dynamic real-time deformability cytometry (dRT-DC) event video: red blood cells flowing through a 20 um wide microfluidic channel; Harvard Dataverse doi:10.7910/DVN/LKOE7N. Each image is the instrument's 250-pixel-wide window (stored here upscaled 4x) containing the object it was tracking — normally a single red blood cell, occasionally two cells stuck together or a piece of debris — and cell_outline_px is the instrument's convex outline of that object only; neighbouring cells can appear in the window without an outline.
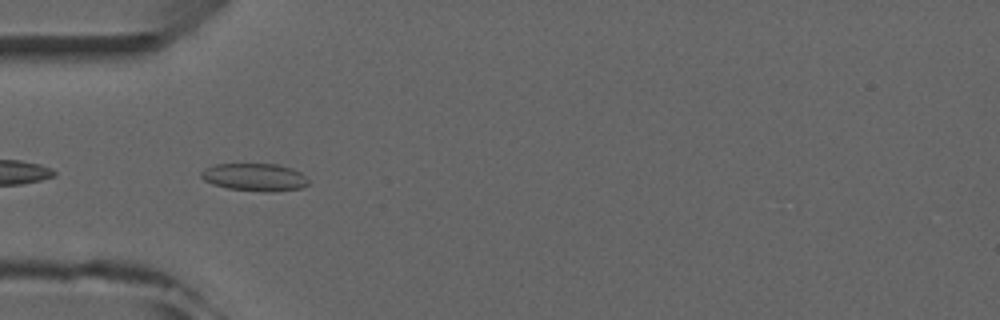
{"species": "common noctule bat (a hibernating species)", "species_latin": "Nyctalus noctula", "temperature_condition": "room temperature", "stored_images_in_passage": 6, "camera_frame_rate_fps": 3000, "um_per_image_px": 0.085, "animal": {"sex": "male", "forearm_length_mm": 52.5}, "frame": {"image": 1, "passage_image": 4, "time_ms": 3.667, "image_size_px": [1000, 320], "cell_outline_px": [[308, 184], [300, 188], [272, 192], [264, 192], [228, 188], [212, 184], [204, 180], [200, 176], [200, 172], [204, 168], [216, 164], [276, 164], [292, 168], [300, 172], [308, 180]], "centroid_in_image_um": [21.62, 15.06], "position_along_channel_um": 63.4, "area_um2": 17.28}}
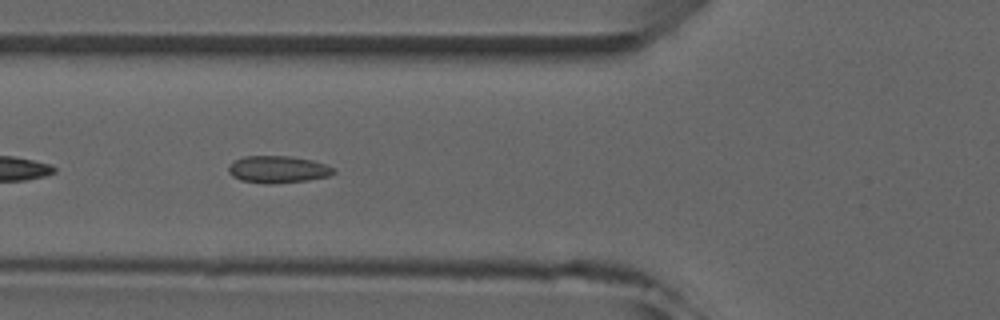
{"frame": {"image": 2, "passage_image": 5, "time_ms": 4.667, "image_size_px": [1000, 320], "cell_outline_px": [[336, 172], [328, 176], [308, 180], [268, 184], [264, 184], [240, 180], [232, 176], [228, 172], [228, 164], [244, 156], [292, 156], [312, 160], [336, 168]], "centroid_in_image_um": [23.61, 14.4], "position_along_channel_um": 102.2, "area_um2": 16.7}}
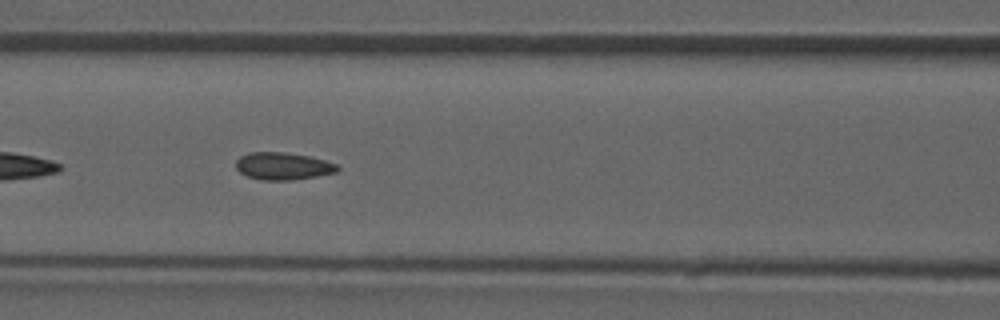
{"frame": {"image": 3, "passage_image": 6, "time_ms": 5.667, "image_size_px": [1000, 320], "cell_outline_px": [[340, 168], [336, 172], [316, 176], [292, 180], [264, 180], [248, 176], [240, 172], [236, 168], [236, 160], [240, 156], [248, 152], [284, 152], [308, 156], [340, 164]], "centroid_in_image_um": [24.06, 14.11], "position_along_channel_um": 142.5, "area_um2": 16.18}}